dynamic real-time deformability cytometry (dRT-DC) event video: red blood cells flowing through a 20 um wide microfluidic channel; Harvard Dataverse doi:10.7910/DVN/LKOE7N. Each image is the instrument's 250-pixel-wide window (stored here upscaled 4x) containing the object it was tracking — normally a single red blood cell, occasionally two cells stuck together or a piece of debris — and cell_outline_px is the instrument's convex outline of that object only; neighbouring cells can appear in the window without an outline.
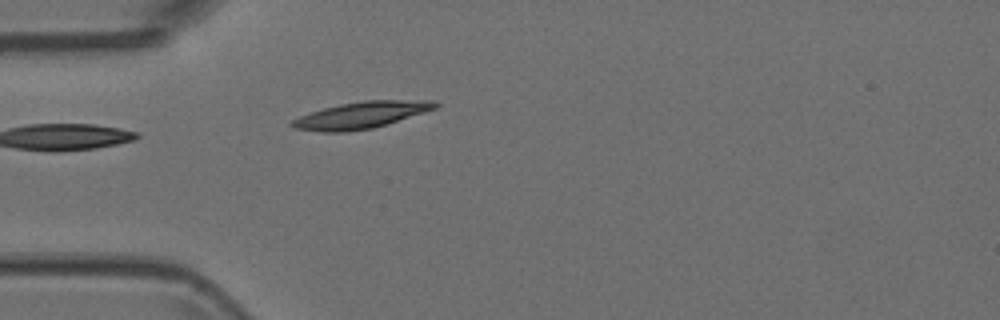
{"species": "Egyptian fruit bat (a non-hibernating species)", "species_latin": "Rousettus aegyptiacus", "temperature_condition": "room temperature", "stored_images_in_passage": 5, "camera_frame_rate_fps": 3000, "um_per_image_px": 0.085, "animal": {"sex": "female"}, "frame": {"image": 1, "passage_image": 5, "time_ms": 1.333, "image_size_px": [1000, 320], "cell_outline_px": [[440, 104], [436, 108], [424, 112], [372, 128], [344, 132], [324, 132], [292, 128], [288, 124], [292, 120], [300, 116], [324, 108], [340, 104], [364, 100], [436, 100]], "centroid_in_image_um": [30.68, 9.77], "position_along_channel_um": 54.3, "area_um2": 22.08}}